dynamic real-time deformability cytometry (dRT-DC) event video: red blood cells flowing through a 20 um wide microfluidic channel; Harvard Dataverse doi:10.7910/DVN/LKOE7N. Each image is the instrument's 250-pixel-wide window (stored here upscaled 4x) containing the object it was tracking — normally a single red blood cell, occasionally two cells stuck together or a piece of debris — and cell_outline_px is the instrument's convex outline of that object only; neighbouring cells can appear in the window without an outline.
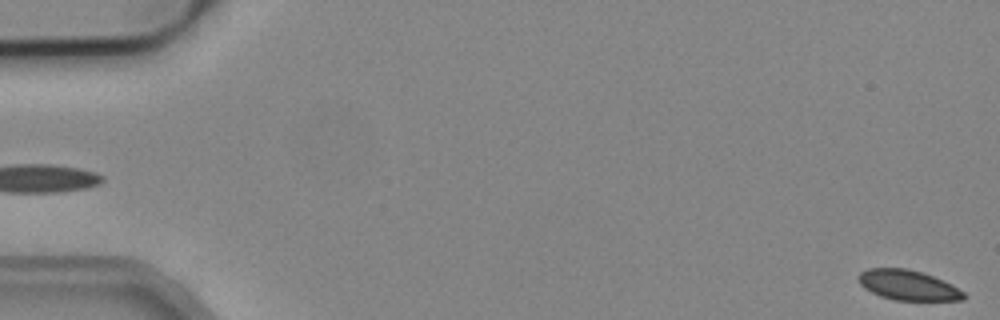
{"species": "common noctule bat (a hibernating species)", "species_latin": "Nyctalus noctula", "temperature_condition": "cold", "stored_images_in_passage": 5, "segment_of_instrument_passage": [2, 2], "camera_frame_rate_fps": 3000, "um_per_image_px": 0.085, "animal": {"sex": "male", "body_mass_g": 19.2, "forearm_length_mm": 51.8}, "frame": {"image": 1, "passage_image": 5, "time_ms": 1.333, "image_size_px": [1000, 320], "cell_outline_px": [[968, 296], [964, 300], [892, 300], [880, 296], [864, 288], [860, 284], [856, 276], [860, 272], [868, 268], [904, 268], [920, 272], [932, 276], [964, 292]], "centroid_in_image_um": [77.12, 24.24], "position_along_channel_um": 7.9, "area_um2": 18.26}}